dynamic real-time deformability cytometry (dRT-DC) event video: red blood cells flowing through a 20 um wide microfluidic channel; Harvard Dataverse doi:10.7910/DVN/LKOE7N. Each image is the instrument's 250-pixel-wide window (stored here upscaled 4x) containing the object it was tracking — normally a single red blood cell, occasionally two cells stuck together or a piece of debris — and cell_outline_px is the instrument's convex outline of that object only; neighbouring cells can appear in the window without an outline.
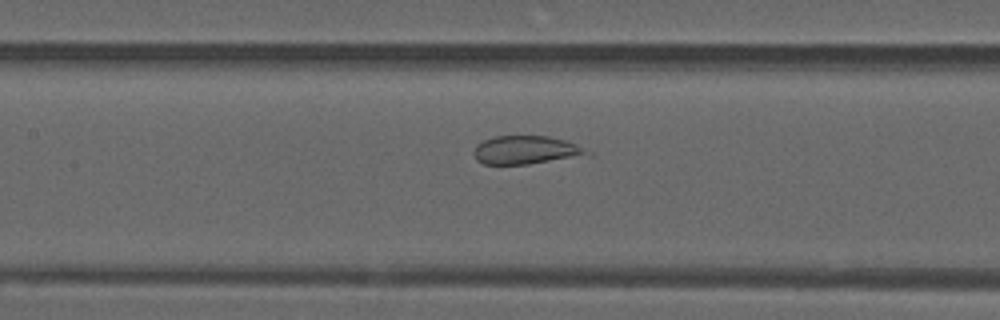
{"species": "common noctule bat (a hibernating species)", "species_latin": "Nyctalus noctula", "temperature_condition": "warm", "stored_images_in_passage": 45, "camera_frame_rate_fps": 3000, "um_per_image_px": 0.085, "animal": {"sex": "male", "forearm_length_mm": 52.5}, "frame": {"image": 1, "passage_image": 17, "time_ms": 5.333, "image_size_px": [1000, 320], "cell_outline_px": [[596, 156], [528, 164], [484, 164], [476, 160], [472, 152], [476, 144], [484, 140], [496, 136], [548, 136], [564, 140], [576, 144], [592, 152]], "centroid_in_image_um": [44.79, 12.77], "position_along_channel_um": 162.6, "area_um2": 19.25}}
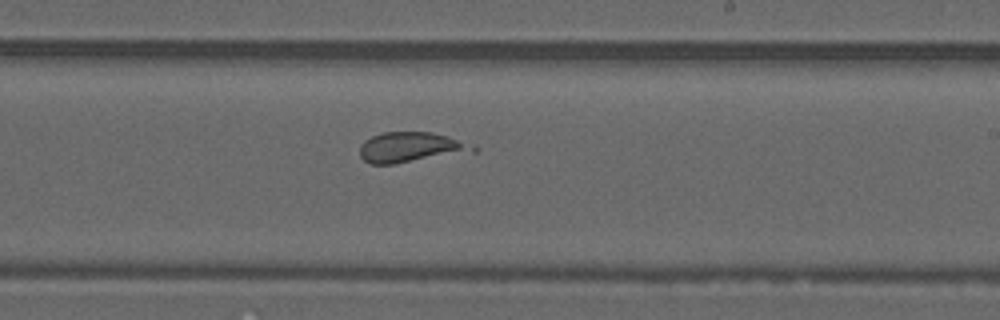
{"frame": {"image": 2, "passage_image": 24, "time_ms": 7.667, "image_size_px": [1000, 320], "cell_outline_px": [[476, 152], [392, 164], [368, 164], [360, 156], [360, 144], [364, 140], [372, 136], [384, 132], [432, 132], [448, 136], [476, 144]], "centroid_in_image_um": [34.96, 12.52], "position_along_channel_um": 254.0, "area_um2": 20.29}}
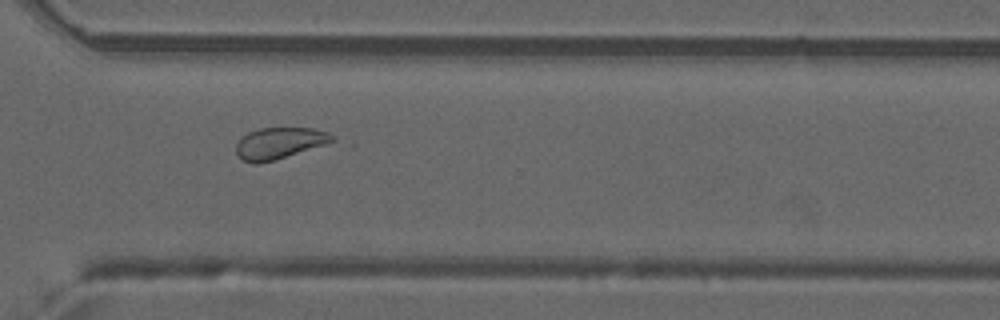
{"frame": {"image": 3, "passage_image": 31, "time_ms": 10.0, "image_size_px": [1000, 320], "cell_outline_px": [[336, 140], [324, 144], [272, 160], [256, 164], [252, 164], [244, 160], [236, 152], [236, 144], [248, 132], [260, 128], [312, 128], [328, 132], [336, 136]], "centroid_in_image_um": [23.75, 12.15], "position_along_channel_um": 346.9, "area_um2": 17.17}}